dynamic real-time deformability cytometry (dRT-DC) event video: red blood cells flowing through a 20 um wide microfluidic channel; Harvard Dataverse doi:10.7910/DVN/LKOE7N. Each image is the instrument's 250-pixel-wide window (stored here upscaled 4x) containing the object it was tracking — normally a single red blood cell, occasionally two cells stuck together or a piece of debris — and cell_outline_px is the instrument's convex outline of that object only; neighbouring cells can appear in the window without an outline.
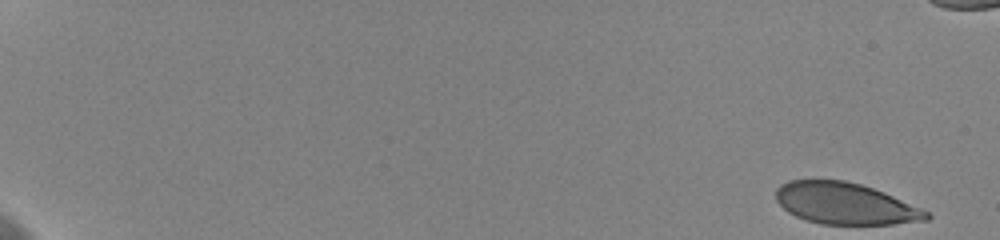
{"species": "human", "species_latin": "Homo sapiens", "temperature_condition": "cold", "stored_images_in_passage": 55, "camera_frame_rate_fps": 3000, "um_per_image_px": 0.085, "donor": {"sex": "female"}, "frame": {"image": 1, "passage_image": 1, "time_ms": 0.0, "image_size_px": [1000, 240], "cell_outline_px": [[932, 216], [928, 220], [892, 224], [820, 224], [804, 220], [788, 212], [776, 200], [776, 188], [780, 184], [788, 180], [844, 180], [860, 184], [884, 192], [920, 208], [928, 212]], "centroid_in_image_um": [71.81, 17.3], "position_along_channel_um": 13.2, "area_um2": 36.36}}
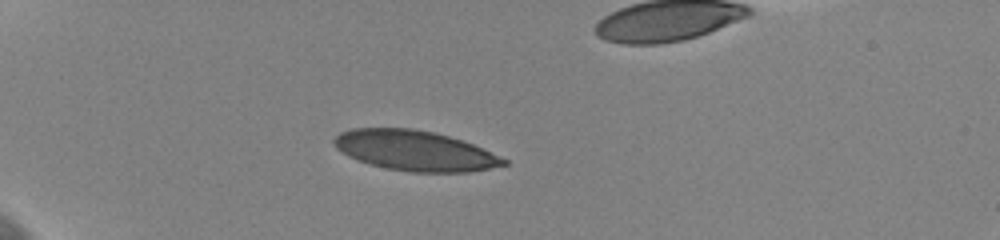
{"frame": {"image": 2, "passage_image": 17, "time_ms": 5.333, "image_size_px": [1000, 240], "cell_outline_px": [[508, 164], [468, 172], [412, 172], [388, 168], [356, 160], [348, 156], [336, 148], [332, 140], [340, 132], [352, 128], [412, 128], [432, 132], [448, 136], [472, 144], [508, 160]], "centroid_in_image_um": [35.22, 12.8], "position_along_channel_um": 49.8, "area_um2": 39.3}}
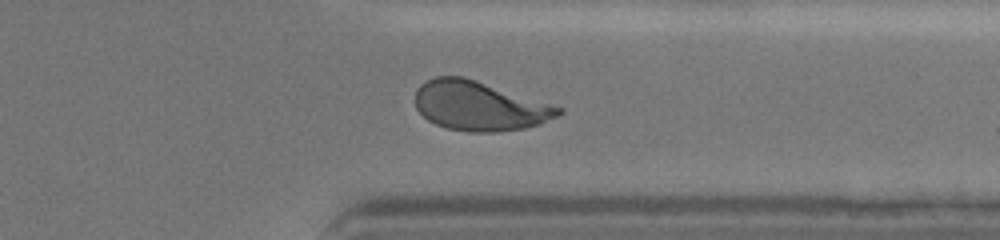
{"frame": {"image": 3, "passage_image": 47, "time_ms": 15.333, "image_size_px": [1000, 240], "cell_outline_px": [[564, 112], [540, 124], [524, 128], [496, 132], [468, 132], [448, 128], [436, 124], [428, 120], [416, 108], [416, 88], [420, 84], [436, 76], [464, 76], [564, 108]], "centroid_in_image_um": [40.75, 9.0], "position_along_channel_um": 370.7, "area_um2": 41.1}}